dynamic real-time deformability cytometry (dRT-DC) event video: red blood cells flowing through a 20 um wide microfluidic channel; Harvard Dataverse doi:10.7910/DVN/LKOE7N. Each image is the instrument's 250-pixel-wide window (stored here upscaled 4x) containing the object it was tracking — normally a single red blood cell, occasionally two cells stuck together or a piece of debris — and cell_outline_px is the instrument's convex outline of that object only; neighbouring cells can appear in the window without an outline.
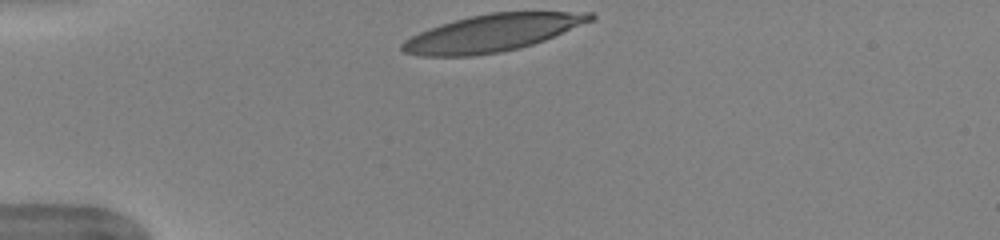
{"species": "human", "species_latin": "Homo sapiens", "temperature_condition": "warm", "stored_images_in_passage": 31, "camera_frame_rate_fps": 3000, "um_per_image_px": 0.085, "donor": {"sex": "female"}, "frame": {"image": 1, "passage_image": 1, "time_ms": 0.0, "image_size_px": [1000, 240], "cell_outline_px": [[596, 16], [592, 20], [544, 40], [520, 48], [500, 52], [472, 56], [420, 56], [404, 52], [400, 48], [400, 44], [404, 40], [428, 28], [468, 16], [492, 12], [592, 12]], "centroid_in_image_um": [41.8, 2.8], "position_along_channel_um": 43.2, "area_um2": 40.46}}
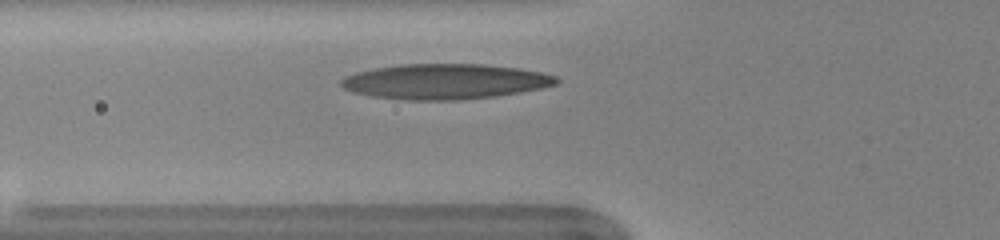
{"frame": {"image": 2, "passage_image": 7, "time_ms": 2.0, "image_size_px": [1000, 240], "cell_outline_px": [[560, 80], [556, 84], [544, 88], [496, 96], [460, 100], [408, 100], [372, 96], [356, 92], [344, 88], [340, 84], [340, 80], [344, 76], [356, 72], [376, 68], [400, 64], [484, 64], [520, 68], [540, 72], [556, 76]], "centroid_in_image_um": [37.85, 6.92], "position_along_channel_um": 87.9, "area_um2": 44.27}}
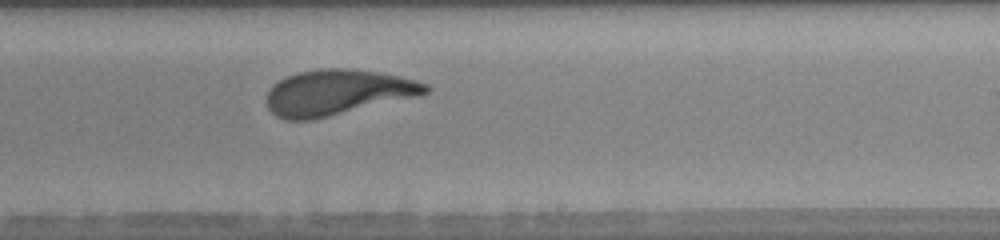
{"frame": {"image": 3, "passage_image": 20, "time_ms": 6.333, "image_size_px": [1000, 240], "cell_outline_px": [[432, 88], [428, 92], [420, 96], [312, 120], [284, 120], [276, 116], [268, 108], [268, 92], [280, 80], [296, 72], [320, 68], [352, 68], [380, 72], [416, 80], [428, 84]], "centroid_in_image_um": [28.74, 7.85], "position_along_channel_um": 260.3, "area_um2": 42.25}, "authors_computed_cell_mechanics": {"area_um2": 42.483, "velocity_mm_per_s": 3.9689, "shape_relaxation_time_tau1_ms": 3.3235, "shape_relaxation_time_tau2_ms": 1.0518, "deformation_change_tau1": 0.1852, "deformation_change_tau2": 0.0929}}